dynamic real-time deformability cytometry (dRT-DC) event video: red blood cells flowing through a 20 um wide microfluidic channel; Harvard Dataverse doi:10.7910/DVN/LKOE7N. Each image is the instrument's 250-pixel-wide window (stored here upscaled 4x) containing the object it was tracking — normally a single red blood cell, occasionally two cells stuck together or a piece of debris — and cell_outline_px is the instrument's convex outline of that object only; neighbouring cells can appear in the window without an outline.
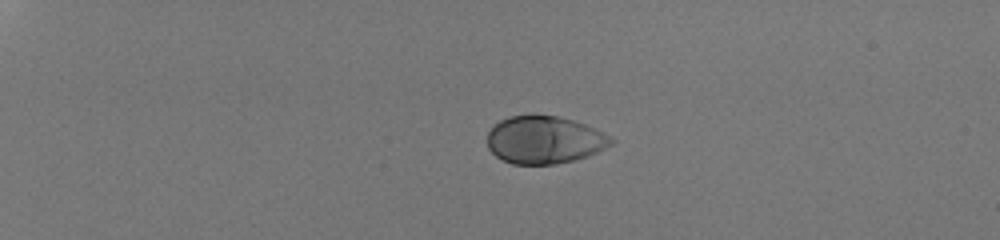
{"species": "human", "species_latin": "Homo sapiens", "temperature_condition": "room temperature", "stored_images_in_passage": 39, "camera_frame_rate_fps": 3000, "um_per_image_px": 0.085, "donor": {"sex": "male"}, "frame": {"image": 1, "passage_image": 1, "time_ms": 0.0, "image_size_px": [1000, 240], "cell_outline_px": [[616, 140], [612, 144], [588, 156], [576, 160], [556, 164], [512, 164], [496, 156], [488, 148], [488, 132], [500, 120], [508, 116], [556, 116], [572, 120], [596, 128]], "centroid_in_image_um": [46.29, 11.9], "position_along_channel_um": 38.7, "area_um2": 34.16}}
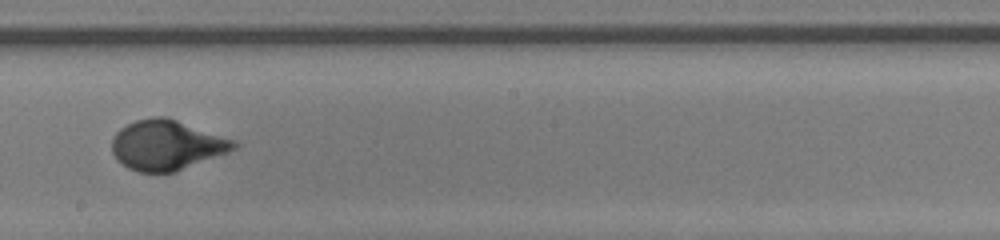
{"frame": {"image": 2, "passage_image": 22, "time_ms": 7.0, "image_size_px": [1000, 240], "cell_outline_px": [[240, 144], [236, 148], [228, 152], [172, 172], [140, 172], [128, 168], [116, 160], [112, 152], [112, 136], [120, 128], [136, 120], [152, 116], [168, 116], [236, 140]], "centroid_in_image_um": [14.16, 12.3], "position_along_channel_um": 234.0, "area_um2": 35.66}}
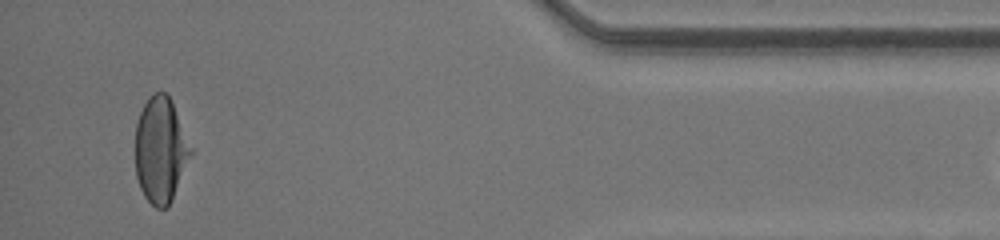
{"frame": {"image": 3, "passage_image": 38, "time_ms": 12.333, "image_size_px": [1000, 240], "cell_outline_px": [[192, 152], [168, 208], [156, 208], [144, 196], [140, 188], [136, 176], [136, 124], [140, 112], [148, 96], [152, 92], [164, 92], [168, 96], [172, 104], [192, 148]], "centroid_in_image_um": [13.63, 12.76], "position_along_channel_um": 421.6, "area_um2": 33.64}}